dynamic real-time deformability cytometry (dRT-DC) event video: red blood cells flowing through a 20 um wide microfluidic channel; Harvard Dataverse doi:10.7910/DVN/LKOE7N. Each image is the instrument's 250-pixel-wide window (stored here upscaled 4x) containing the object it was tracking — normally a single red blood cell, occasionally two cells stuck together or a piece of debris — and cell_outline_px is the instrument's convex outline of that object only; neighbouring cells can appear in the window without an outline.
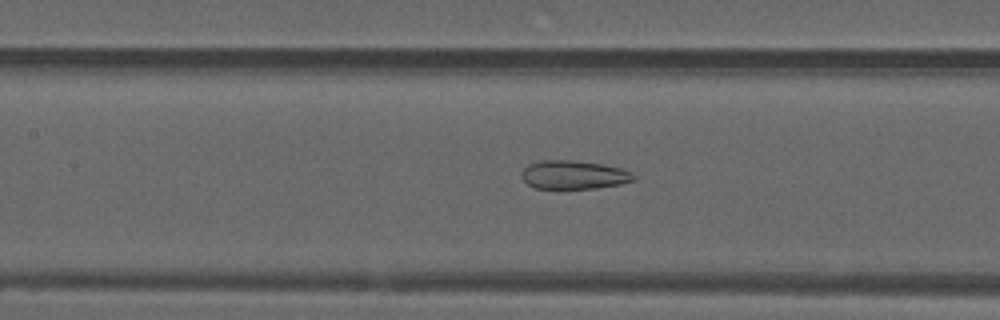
{"species": "common noctule bat (a hibernating species)", "species_latin": "Nyctalus noctula", "temperature_condition": "warm", "stored_images_in_passage": 46, "camera_frame_rate_fps": 3000, "um_per_image_px": 0.085, "animal": {"sex": "male", "forearm_length_mm": 52.5}, "frame": {"image": 1, "passage_image": 23, "time_ms": 7.333, "image_size_px": [1000, 320], "cell_outline_px": [[636, 180], [620, 184], [596, 188], [536, 188], [528, 184], [520, 176], [520, 172], [528, 164], [540, 160], [572, 160], [600, 164], [624, 168], [636, 176]], "centroid_in_image_um": [48.77, 14.85], "position_along_channel_um": 158.6, "area_um2": 18.73}}
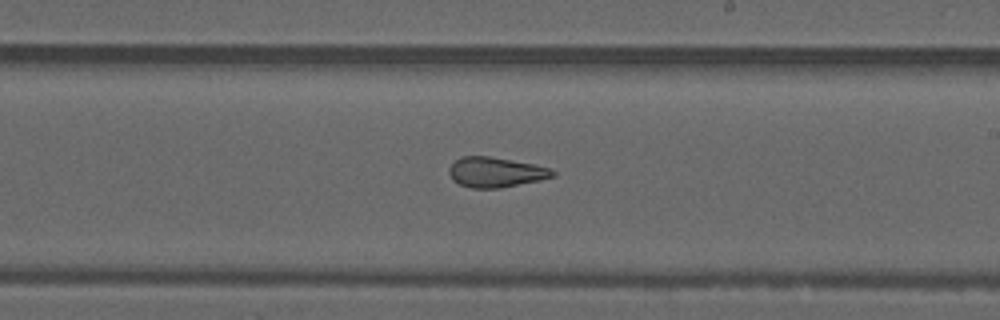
{"frame": {"image": 2, "passage_image": 30, "time_ms": 9.667, "image_size_px": [1000, 320], "cell_outline_px": [[556, 176], [540, 180], [500, 188], [472, 188], [460, 184], [452, 180], [448, 172], [448, 168], [460, 156], [488, 156], [532, 164], [552, 168], [556, 172]], "centroid_in_image_um": [42.13, 14.64], "position_along_channel_um": 246.9, "area_um2": 18.15}}
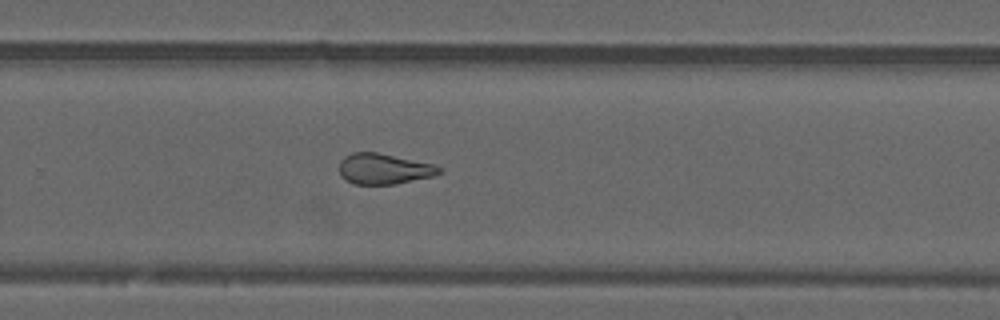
{"frame": {"image": 3, "passage_image": 34, "time_ms": 11.0, "image_size_px": [1000, 320], "cell_outline_px": [[444, 172], [432, 176], [396, 184], [356, 184], [340, 176], [340, 160], [344, 156], [352, 152], [376, 152], [432, 164], [444, 168]], "centroid_in_image_um": [32.64, 14.35], "position_along_channel_um": 297.2, "area_um2": 17.74}, "authors_computed_cell_mechanics": {"area_um2": 19.1607, "velocity_mm_per_s": 3.7964, "shape_relaxation_time_tau1_ms": null, "shape_relaxation_time_tau2_ms": 2.1876, "deformation_change_tau1": null, "deformation_change_tau2": 0.107}}